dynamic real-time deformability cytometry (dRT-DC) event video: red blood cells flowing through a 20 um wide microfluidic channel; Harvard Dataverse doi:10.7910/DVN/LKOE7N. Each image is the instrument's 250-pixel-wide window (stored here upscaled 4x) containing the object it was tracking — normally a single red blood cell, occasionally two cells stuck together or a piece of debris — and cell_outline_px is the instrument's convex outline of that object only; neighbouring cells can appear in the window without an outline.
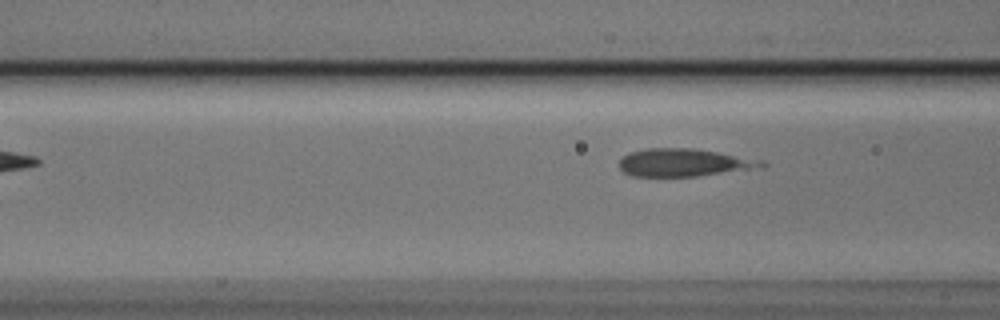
{"species": "Egyptian fruit bat (a non-hibernating species)", "species_latin": "Rousettus aegyptiacus", "temperature_condition": "cold", "stored_images_in_passage": 6, "camera_frame_rate_fps": 3000, "um_per_image_px": 0.085, "animal": {"sex": "male"}, "frame": {"image": 1, "passage_image": 6, "time_ms": 1.667, "image_size_px": [1000, 320], "cell_outline_px": [[768, 164], [764, 168], [696, 176], [632, 176], [624, 172], [620, 168], [620, 160], [624, 156], [632, 152], [644, 148], [692, 148], [764, 160]], "centroid_in_image_um": [58.21, 13.82], "position_along_channel_um": 108.4, "area_um2": 23.06}}